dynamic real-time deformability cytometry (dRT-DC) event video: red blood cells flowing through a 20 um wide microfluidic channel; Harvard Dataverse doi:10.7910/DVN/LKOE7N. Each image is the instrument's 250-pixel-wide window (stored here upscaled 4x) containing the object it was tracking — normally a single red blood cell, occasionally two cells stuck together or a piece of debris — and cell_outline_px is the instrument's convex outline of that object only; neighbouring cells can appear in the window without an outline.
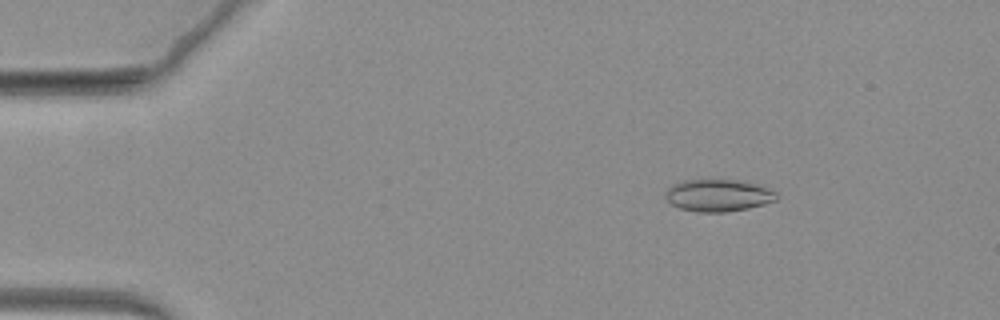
{"species": "common noctule bat (a hibernating species)", "species_latin": "Nyctalus noctula", "temperature_condition": "warm", "stored_images_in_passage": 68, "camera_frame_rate_fps": 3000, "um_per_image_px": 0.085, "animal": {"sex": "female", "body_mass_g": 19.3, "forearm_length_mm": 54.1}, "frame": {"image": 1, "passage_image": 11, "time_ms": 3.333, "image_size_px": [1000, 320], "cell_outline_px": [[776, 200], [764, 204], [748, 208], [724, 212], [696, 212], [680, 208], [672, 204], [664, 196], [664, 192], [672, 184], [684, 180], [736, 180], [760, 184], [776, 192]], "centroid_in_image_um": [61.03, 16.6], "position_along_channel_um": 24.0, "area_um2": 20.81}}
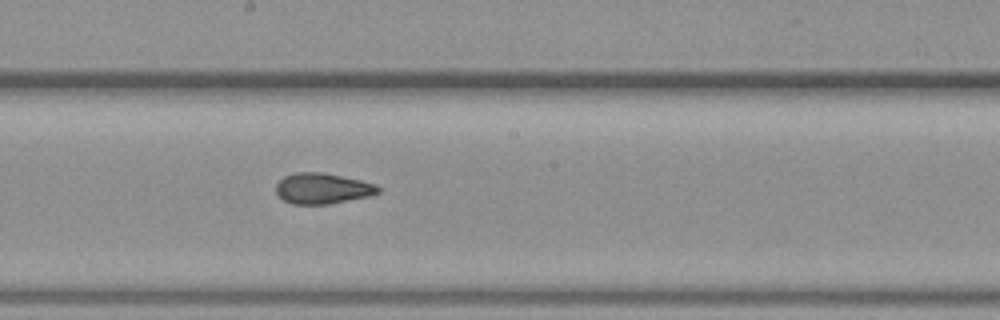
{"frame": {"image": 2, "passage_image": 38, "time_ms": 12.333, "image_size_px": [1000, 320], "cell_outline_px": [[380, 192], [368, 196], [328, 204], [292, 204], [284, 200], [276, 192], [276, 184], [284, 176], [296, 172], [320, 172], [360, 180], [376, 184], [380, 188]], "centroid_in_image_um": [27.4, 16.02], "position_along_channel_um": 220.8, "area_um2": 18.09}}
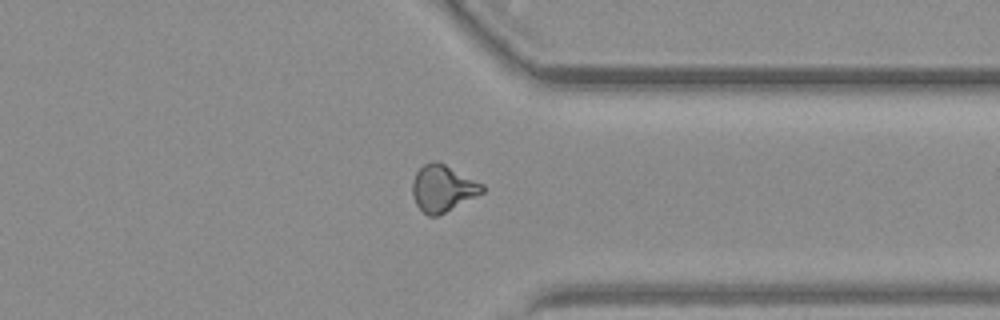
{"frame": {"image": 3, "passage_image": 53, "time_ms": 17.333, "image_size_px": [1000, 320], "cell_outline_px": [[484, 192], [436, 216], [428, 216], [416, 204], [412, 196], [412, 180], [416, 172], [424, 164], [432, 160], [436, 160], [484, 184]], "centroid_in_image_um": [37.61, 15.99], "position_along_channel_um": 373.8, "area_um2": 18.79}}